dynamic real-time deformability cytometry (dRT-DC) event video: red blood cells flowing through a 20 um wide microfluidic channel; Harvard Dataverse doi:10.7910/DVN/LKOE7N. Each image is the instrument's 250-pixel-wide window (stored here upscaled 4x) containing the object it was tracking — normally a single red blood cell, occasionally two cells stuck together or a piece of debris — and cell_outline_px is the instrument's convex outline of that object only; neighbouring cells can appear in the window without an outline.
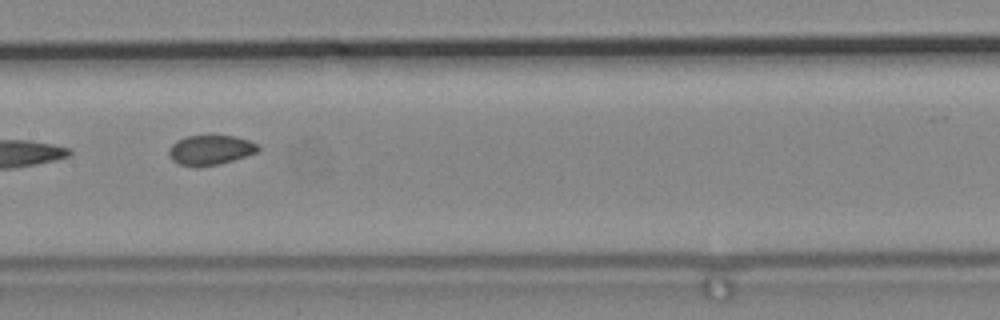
{"species": "common noctule bat (a hibernating species)", "species_latin": "Nyctalus noctula", "temperature_condition": "cold", "stored_images_in_passage": 5, "camera_frame_rate_fps": 3000, "um_per_image_px": 0.085, "animal": {"sex": "male", "body_mass_g": 19.2, "forearm_length_mm": 51.8}, "frame": {"image": 1, "passage_image": 4, "time_ms": 1.0, "image_size_px": [1000, 320], "cell_outline_px": [[260, 148], [256, 152], [220, 164], [180, 164], [172, 160], [168, 156], [168, 148], [176, 140], [184, 136], [236, 136], [248, 140], [256, 144]], "centroid_in_image_um": [17.85, 12.71], "position_along_channel_um": 189.6, "area_um2": 14.97}}
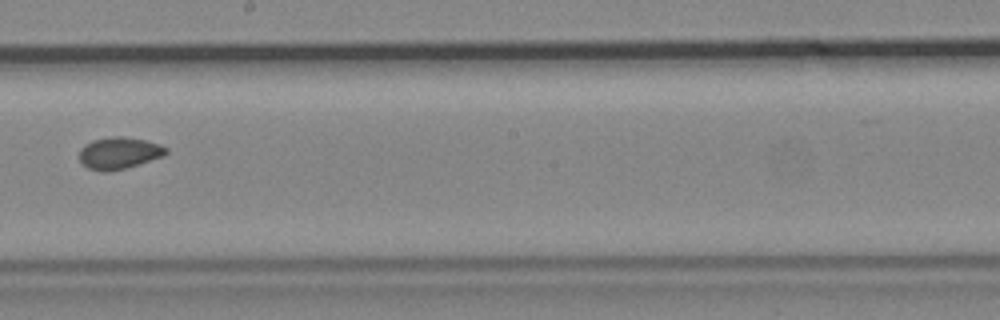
{"frame": {"image": 2, "passage_image": 5, "time_ms": 1.333, "image_size_px": [1000, 320], "cell_outline_px": [[168, 152], [164, 156], [124, 168], [108, 172], [100, 172], [88, 168], [80, 160], [80, 148], [84, 144], [92, 140], [112, 136], [124, 136], [144, 140], [160, 144], [168, 148]], "centroid_in_image_um": [10.11, 13.0], "position_along_channel_um": 238.1, "area_um2": 16.13}}